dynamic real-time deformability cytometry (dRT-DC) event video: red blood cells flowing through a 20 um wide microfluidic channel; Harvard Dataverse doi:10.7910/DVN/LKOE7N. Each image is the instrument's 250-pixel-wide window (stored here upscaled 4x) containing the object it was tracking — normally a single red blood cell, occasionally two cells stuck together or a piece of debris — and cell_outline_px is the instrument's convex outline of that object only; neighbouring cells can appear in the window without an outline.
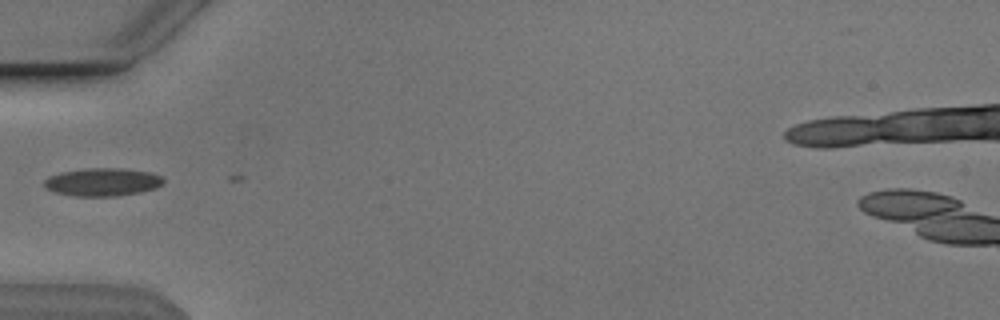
{"species": "Egyptian fruit bat (a non-hibernating species)", "species_latin": "Rousettus aegyptiacus", "temperature_condition": "cold", "stored_images_in_passage": 29, "camera_frame_rate_fps": 3000, "um_per_image_px": 0.085, "animal": {"sex": "male"}, "frame": {"image": 1, "passage_image": 1, "time_ms": 0.0, "image_size_px": [1000, 320], "cell_outline_px": [[164, 180], [156, 188], [140, 192], [116, 196], [76, 196], [56, 192], [44, 188], [44, 180], [48, 176], [60, 172], [88, 168], [120, 168], [152, 172], [160, 176]], "centroid_in_image_um": [8.69, 15.47], "position_along_channel_um": 76.3, "area_um2": 19.42}}
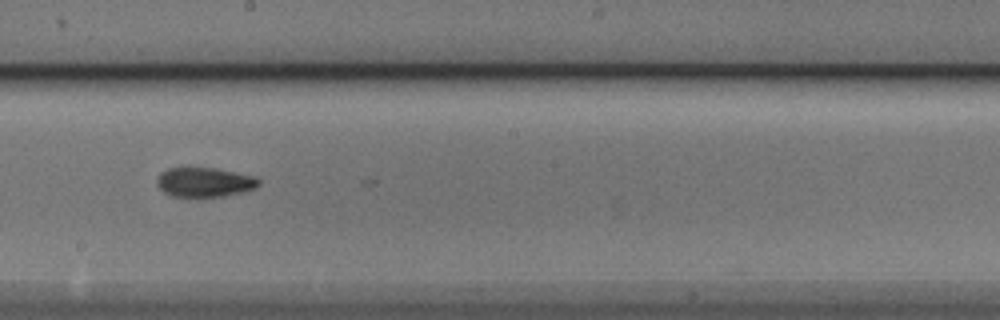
{"frame": {"image": 2, "passage_image": 13, "time_ms": 4.0, "image_size_px": [1000, 320], "cell_outline_px": [[260, 184], [256, 188], [244, 192], [224, 196], [172, 196], [164, 192], [156, 184], [156, 176], [160, 172], [168, 168], [212, 168], [256, 176], [260, 180]], "centroid_in_image_um": [17.38, 15.48], "position_along_channel_um": 230.8, "area_um2": 17.51}}
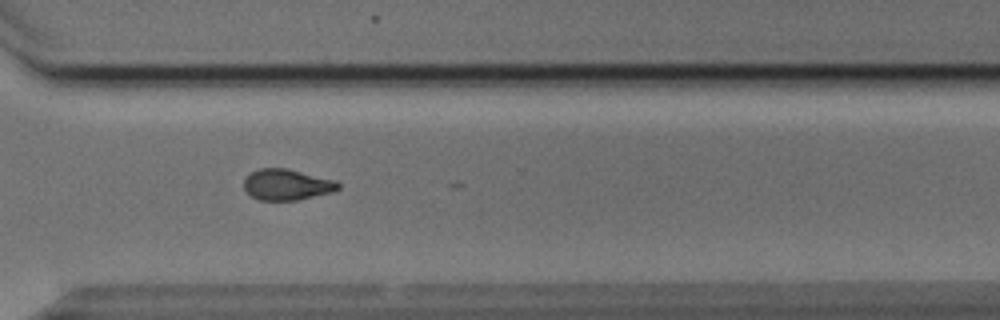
{"frame": {"image": 3, "passage_image": 22, "time_ms": 7.0, "image_size_px": [1000, 320], "cell_outline_px": [[340, 188], [332, 192], [296, 200], [260, 200], [252, 196], [244, 188], [244, 180], [252, 172], [260, 168], [284, 168], [336, 180], [340, 184]], "centroid_in_image_um": [24.4, 15.69], "position_along_channel_um": 346.2, "area_um2": 16.76}}